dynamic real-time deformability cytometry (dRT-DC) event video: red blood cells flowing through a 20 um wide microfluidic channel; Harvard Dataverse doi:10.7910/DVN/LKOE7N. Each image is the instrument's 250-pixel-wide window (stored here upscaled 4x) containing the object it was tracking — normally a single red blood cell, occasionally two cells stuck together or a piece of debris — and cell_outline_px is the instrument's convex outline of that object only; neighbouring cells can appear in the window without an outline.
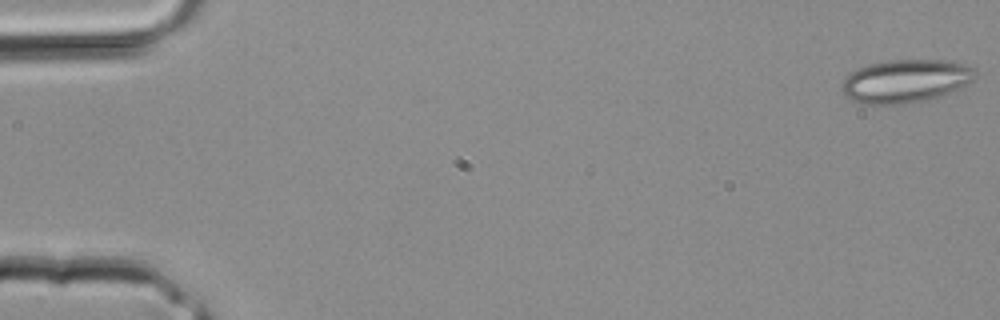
{"species": "common noctule bat (a hibernating species)", "species_latin": "Nyctalus noctula", "temperature_condition": "room temperature", "stored_images_in_passage": 4, "camera_frame_rate_fps": 3000, "um_per_image_px": 0.085, "animal": {"sex": "male", "body_mass_g": 20.4}, "frame": {"image": 1, "passage_image": 4, "time_ms": 1.0, "image_size_px": [1000, 320], "cell_outline_px": [[976, 76], [972, 80], [952, 92], [928, 100], [904, 104], [856, 104], [840, 88], [840, 84], [852, 72], [868, 64], [888, 60], [940, 60], [968, 64], [976, 72]], "centroid_in_image_um": [76.97, 6.9], "position_along_channel_um": 8.0, "area_um2": 33.58}}